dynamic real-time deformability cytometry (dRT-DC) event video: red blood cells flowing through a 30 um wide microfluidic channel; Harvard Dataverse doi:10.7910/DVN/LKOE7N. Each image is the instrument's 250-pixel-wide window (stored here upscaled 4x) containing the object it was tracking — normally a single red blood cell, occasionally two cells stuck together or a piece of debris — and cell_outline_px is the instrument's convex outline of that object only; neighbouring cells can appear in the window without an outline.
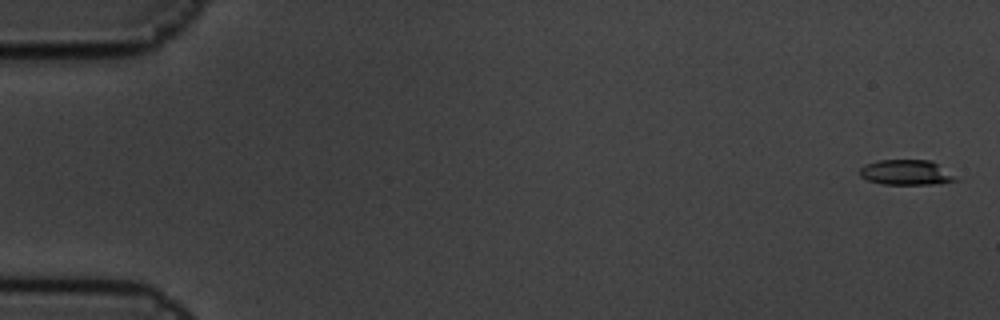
{"species": "common noctule bat (a hibernating species)", "species_latin": "Nyctalus noctula", "temperature_condition": "cold", "stored_images_in_passage": 7, "segment_of_instrument_passage": [1, 2], "camera_frame_rate_fps": 3000, "um_per_image_px": 0.085, "animal": {"sex": "male", "body_mass_g": 19.5, "forearm_length_mm": 54.6}, "frame": {"image": 1, "passage_image": 1, "time_ms": 0.0, "image_size_px": [1000, 320], "cell_outline_px": [[960, 180], [940, 184], [880, 184], [868, 180], [860, 176], [860, 168], [864, 164], [876, 160], [932, 160], [956, 176]], "centroid_in_image_um": [77.04, 14.66], "position_along_channel_um": 8.0, "area_um2": 14.28}}
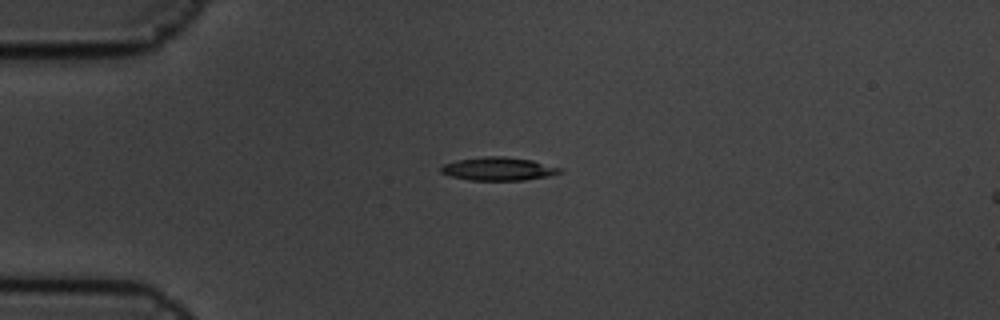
{"frame": {"image": 2, "passage_image": 5, "time_ms": 1.333, "image_size_px": [1000, 320], "cell_outline_px": [[564, 172], [548, 176], [524, 180], [468, 180], [452, 176], [440, 172], [440, 168], [444, 164], [456, 160], [484, 156], [504, 156], [532, 160], [564, 168]], "centroid_in_image_um": [42.41, 14.35], "position_along_channel_um": 42.6, "area_um2": 16.24}}